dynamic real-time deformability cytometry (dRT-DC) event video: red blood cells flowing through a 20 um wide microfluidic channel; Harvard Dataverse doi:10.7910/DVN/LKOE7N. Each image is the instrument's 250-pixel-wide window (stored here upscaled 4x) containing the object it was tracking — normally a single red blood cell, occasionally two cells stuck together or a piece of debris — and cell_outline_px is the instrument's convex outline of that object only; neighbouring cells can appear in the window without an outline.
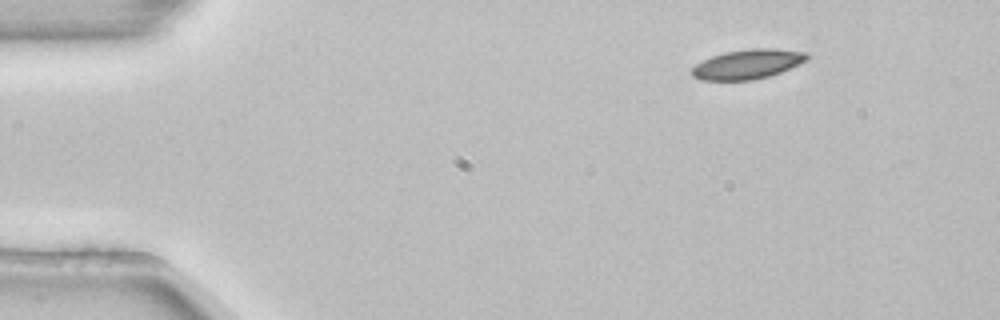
{"species": "common noctule bat (a hibernating species)", "species_latin": "Nyctalus noctula", "temperature_condition": "room temperature", "stored_images_in_passage": 6, "segment_of_instrument_passage": [2, 2], "camera_frame_rate_fps": 3000, "um_per_image_px": 0.085, "animal": {"sex": "female", "body_mass_g": 22.7, "forearm_length_mm": 54.2}, "frame": {"image": 1, "passage_image": 6, "time_ms": 1.667, "image_size_px": [1000, 320], "cell_outline_px": [[808, 60], [780, 72], [768, 76], [752, 80], [700, 80], [692, 76], [692, 68], [696, 64], [712, 56], [724, 52], [752, 48], [776, 48], [808, 52]], "centroid_in_image_um": [63.56, 5.44], "position_along_channel_um": 21.4, "area_um2": 19.83}}